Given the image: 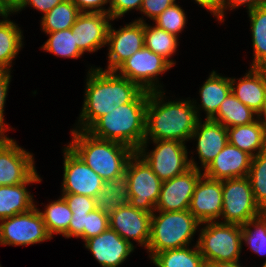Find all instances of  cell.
Wrapping results in <instances>:
<instances>
[{
	"instance_id": "6da1fadb",
	"label": "cell",
	"mask_w": 266,
	"mask_h": 267,
	"mask_svg": "<svg viewBox=\"0 0 266 267\" xmlns=\"http://www.w3.org/2000/svg\"><path fill=\"white\" fill-rule=\"evenodd\" d=\"M86 77L82 111L72 129L87 131L100 117L132 102L143 91L115 71H105L100 66H91Z\"/></svg>"
},
{
	"instance_id": "7a4b0ae2",
	"label": "cell",
	"mask_w": 266,
	"mask_h": 267,
	"mask_svg": "<svg viewBox=\"0 0 266 267\" xmlns=\"http://www.w3.org/2000/svg\"><path fill=\"white\" fill-rule=\"evenodd\" d=\"M166 99L164 90L149 92L145 140H176L186 144L199 120L196 109L189 98L168 102Z\"/></svg>"
},
{
	"instance_id": "3957f363",
	"label": "cell",
	"mask_w": 266,
	"mask_h": 267,
	"mask_svg": "<svg viewBox=\"0 0 266 267\" xmlns=\"http://www.w3.org/2000/svg\"><path fill=\"white\" fill-rule=\"evenodd\" d=\"M148 91H142L132 102L119 105L100 117L88 130L93 137L122 143L134 151L145 140Z\"/></svg>"
},
{
	"instance_id": "277c9868",
	"label": "cell",
	"mask_w": 266,
	"mask_h": 267,
	"mask_svg": "<svg viewBox=\"0 0 266 267\" xmlns=\"http://www.w3.org/2000/svg\"><path fill=\"white\" fill-rule=\"evenodd\" d=\"M71 136L67 145L104 181L123 174L136 152L122 143L95 138L87 131L72 129Z\"/></svg>"
},
{
	"instance_id": "5b68a950",
	"label": "cell",
	"mask_w": 266,
	"mask_h": 267,
	"mask_svg": "<svg viewBox=\"0 0 266 267\" xmlns=\"http://www.w3.org/2000/svg\"><path fill=\"white\" fill-rule=\"evenodd\" d=\"M200 225L189 210L154 211L147 247L149 258L156 253L189 246Z\"/></svg>"
},
{
	"instance_id": "8992f818",
	"label": "cell",
	"mask_w": 266,
	"mask_h": 267,
	"mask_svg": "<svg viewBox=\"0 0 266 267\" xmlns=\"http://www.w3.org/2000/svg\"><path fill=\"white\" fill-rule=\"evenodd\" d=\"M201 225L196 243L206 265L240 260L243 247L241 225L220 221Z\"/></svg>"
},
{
	"instance_id": "52a82bcc",
	"label": "cell",
	"mask_w": 266,
	"mask_h": 267,
	"mask_svg": "<svg viewBox=\"0 0 266 267\" xmlns=\"http://www.w3.org/2000/svg\"><path fill=\"white\" fill-rule=\"evenodd\" d=\"M150 141L155 146L151 151L147 148ZM187 150L185 143L176 140H144L136 152L161 181H166L190 168Z\"/></svg>"
},
{
	"instance_id": "ba28073f",
	"label": "cell",
	"mask_w": 266,
	"mask_h": 267,
	"mask_svg": "<svg viewBox=\"0 0 266 267\" xmlns=\"http://www.w3.org/2000/svg\"><path fill=\"white\" fill-rule=\"evenodd\" d=\"M125 172L128 176L129 204L152 214L159 199L162 181L137 152L129 159Z\"/></svg>"
},
{
	"instance_id": "9c48e42d",
	"label": "cell",
	"mask_w": 266,
	"mask_h": 267,
	"mask_svg": "<svg viewBox=\"0 0 266 267\" xmlns=\"http://www.w3.org/2000/svg\"><path fill=\"white\" fill-rule=\"evenodd\" d=\"M172 67L166 59L144 46L125 60L115 72L137 84L142 90L153 92L164 90L159 76Z\"/></svg>"
},
{
	"instance_id": "30bf717a",
	"label": "cell",
	"mask_w": 266,
	"mask_h": 267,
	"mask_svg": "<svg viewBox=\"0 0 266 267\" xmlns=\"http://www.w3.org/2000/svg\"><path fill=\"white\" fill-rule=\"evenodd\" d=\"M222 198L220 222L242 225L263 213L255 202L248 177L222 180Z\"/></svg>"
},
{
	"instance_id": "8fae6325",
	"label": "cell",
	"mask_w": 266,
	"mask_h": 267,
	"mask_svg": "<svg viewBox=\"0 0 266 267\" xmlns=\"http://www.w3.org/2000/svg\"><path fill=\"white\" fill-rule=\"evenodd\" d=\"M38 207L0 220V245L29 246L51 240Z\"/></svg>"
},
{
	"instance_id": "7c38bea8",
	"label": "cell",
	"mask_w": 266,
	"mask_h": 267,
	"mask_svg": "<svg viewBox=\"0 0 266 267\" xmlns=\"http://www.w3.org/2000/svg\"><path fill=\"white\" fill-rule=\"evenodd\" d=\"M62 194H80L95 198L104 180L68 146L63 148Z\"/></svg>"
},
{
	"instance_id": "4fadbf2b",
	"label": "cell",
	"mask_w": 266,
	"mask_h": 267,
	"mask_svg": "<svg viewBox=\"0 0 266 267\" xmlns=\"http://www.w3.org/2000/svg\"><path fill=\"white\" fill-rule=\"evenodd\" d=\"M34 154L0 135V186L25 183L36 171Z\"/></svg>"
},
{
	"instance_id": "5bb4252c",
	"label": "cell",
	"mask_w": 266,
	"mask_h": 267,
	"mask_svg": "<svg viewBox=\"0 0 266 267\" xmlns=\"http://www.w3.org/2000/svg\"><path fill=\"white\" fill-rule=\"evenodd\" d=\"M112 25L111 23L108 31V65L105 71H115L125 60L144 47L143 22L134 20L117 30Z\"/></svg>"
},
{
	"instance_id": "9a60e30c",
	"label": "cell",
	"mask_w": 266,
	"mask_h": 267,
	"mask_svg": "<svg viewBox=\"0 0 266 267\" xmlns=\"http://www.w3.org/2000/svg\"><path fill=\"white\" fill-rule=\"evenodd\" d=\"M202 175L203 171L190 167L184 173L162 181L155 211L189 210L196 184Z\"/></svg>"
},
{
	"instance_id": "2e32d148",
	"label": "cell",
	"mask_w": 266,
	"mask_h": 267,
	"mask_svg": "<svg viewBox=\"0 0 266 267\" xmlns=\"http://www.w3.org/2000/svg\"><path fill=\"white\" fill-rule=\"evenodd\" d=\"M151 216V213L127 204L109 216V228L116 231L132 246L135 241L138 246L147 249L150 239Z\"/></svg>"
},
{
	"instance_id": "e0dca14e",
	"label": "cell",
	"mask_w": 266,
	"mask_h": 267,
	"mask_svg": "<svg viewBox=\"0 0 266 267\" xmlns=\"http://www.w3.org/2000/svg\"><path fill=\"white\" fill-rule=\"evenodd\" d=\"M193 139L197 141L196 151L201 167L194 160L193 156L189 159L190 167L204 171L227 145V128L211 119H205V121L199 119L190 140Z\"/></svg>"
},
{
	"instance_id": "ac0fdd59",
	"label": "cell",
	"mask_w": 266,
	"mask_h": 267,
	"mask_svg": "<svg viewBox=\"0 0 266 267\" xmlns=\"http://www.w3.org/2000/svg\"><path fill=\"white\" fill-rule=\"evenodd\" d=\"M111 21L109 14L81 12L71 27L78 48L91 54L106 46Z\"/></svg>"
},
{
	"instance_id": "d6986e66",
	"label": "cell",
	"mask_w": 266,
	"mask_h": 267,
	"mask_svg": "<svg viewBox=\"0 0 266 267\" xmlns=\"http://www.w3.org/2000/svg\"><path fill=\"white\" fill-rule=\"evenodd\" d=\"M222 206V181L203 174L196 184L189 212L200 223L221 221Z\"/></svg>"
},
{
	"instance_id": "ffe728a7",
	"label": "cell",
	"mask_w": 266,
	"mask_h": 267,
	"mask_svg": "<svg viewBox=\"0 0 266 267\" xmlns=\"http://www.w3.org/2000/svg\"><path fill=\"white\" fill-rule=\"evenodd\" d=\"M84 242L85 248L102 267H119L136 248L110 228Z\"/></svg>"
},
{
	"instance_id": "44dd1931",
	"label": "cell",
	"mask_w": 266,
	"mask_h": 267,
	"mask_svg": "<svg viewBox=\"0 0 266 267\" xmlns=\"http://www.w3.org/2000/svg\"><path fill=\"white\" fill-rule=\"evenodd\" d=\"M251 161V155L241 151L236 146L227 143V145L204 170L203 174L209 178L220 181L247 177Z\"/></svg>"
},
{
	"instance_id": "7402d4cb",
	"label": "cell",
	"mask_w": 266,
	"mask_h": 267,
	"mask_svg": "<svg viewBox=\"0 0 266 267\" xmlns=\"http://www.w3.org/2000/svg\"><path fill=\"white\" fill-rule=\"evenodd\" d=\"M249 69L239 79L230 78L231 92L244 105L258 113L266 99V68L250 67Z\"/></svg>"
},
{
	"instance_id": "603a6c76",
	"label": "cell",
	"mask_w": 266,
	"mask_h": 267,
	"mask_svg": "<svg viewBox=\"0 0 266 267\" xmlns=\"http://www.w3.org/2000/svg\"><path fill=\"white\" fill-rule=\"evenodd\" d=\"M39 182H42V179L36 171L25 183L0 186V220L28 212L37 206L33 199L34 195L27 187L29 184Z\"/></svg>"
},
{
	"instance_id": "cb8c5ba5",
	"label": "cell",
	"mask_w": 266,
	"mask_h": 267,
	"mask_svg": "<svg viewBox=\"0 0 266 267\" xmlns=\"http://www.w3.org/2000/svg\"><path fill=\"white\" fill-rule=\"evenodd\" d=\"M230 92V77L220 75L213 70L199 89L201 103L198 104V102H196L197 100H192L198 118L202 119L200 117V110H203L206 114L205 119H212L216 115L221 103Z\"/></svg>"
},
{
	"instance_id": "d4e9b609",
	"label": "cell",
	"mask_w": 266,
	"mask_h": 267,
	"mask_svg": "<svg viewBox=\"0 0 266 267\" xmlns=\"http://www.w3.org/2000/svg\"><path fill=\"white\" fill-rule=\"evenodd\" d=\"M228 143L255 157L266 150V131L258 121L241 126L227 128Z\"/></svg>"
},
{
	"instance_id": "484cf974",
	"label": "cell",
	"mask_w": 266,
	"mask_h": 267,
	"mask_svg": "<svg viewBox=\"0 0 266 267\" xmlns=\"http://www.w3.org/2000/svg\"><path fill=\"white\" fill-rule=\"evenodd\" d=\"M127 204H129V191L126 172L112 180L104 181L101 192L95 197L96 209L108 216Z\"/></svg>"
},
{
	"instance_id": "4316f807",
	"label": "cell",
	"mask_w": 266,
	"mask_h": 267,
	"mask_svg": "<svg viewBox=\"0 0 266 267\" xmlns=\"http://www.w3.org/2000/svg\"><path fill=\"white\" fill-rule=\"evenodd\" d=\"M7 16L0 22V70L11 71L12 63L23 48V31Z\"/></svg>"
},
{
	"instance_id": "83f0119b",
	"label": "cell",
	"mask_w": 266,
	"mask_h": 267,
	"mask_svg": "<svg viewBox=\"0 0 266 267\" xmlns=\"http://www.w3.org/2000/svg\"><path fill=\"white\" fill-rule=\"evenodd\" d=\"M135 21L144 23V46L162 56L174 66L176 61L172 59V55L177 52L179 38L156 25L154 26V24H152L153 26L147 24L143 16L139 19H135Z\"/></svg>"
},
{
	"instance_id": "f1b7e54d",
	"label": "cell",
	"mask_w": 266,
	"mask_h": 267,
	"mask_svg": "<svg viewBox=\"0 0 266 267\" xmlns=\"http://www.w3.org/2000/svg\"><path fill=\"white\" fill-rule=\"evenodd\" d=\"M211 120L221 123L225 128H230L253 123L257 120V113L230 92Z\"/></svg>"
},
{
	"instance_id": "f546056e",
	"label": "cell",
	"mask_w": 266,
	"mask_h": 267,
	"mask_svg": "<svg viewBox=\"0 0 266 267\" xmlns=\"http://www.w3.org/2000/svg\"><path fill=\"white\" fill-rule=\"evenodd\" d=\"M150 261L156 267H207L197 243L156 253Z\"/></svg>"
},
{
	"instance_id": "4dcf8cb0",
	"label": "cell",
	"mask_w": 266,
	"mask_h": 267,
	"mask_svg": "<svg viewBox=\"0 0 266 267\" xmlns=\"http://www.w3.org/2000/svg\"><path fill=\"white\" fill-rule=\"evenodd\" d=\"M247 13L253 47L250 67L266 68V4Z\"/></svg>"
},
{
	"instance_id": "1f68e13d",
	"label": "cell",
	"mask_w": 266,
	"mask_h": 267,
	"mask_svg": "<svg viewBox=\"0 0 266 267\" xmlns=\"http://www.w3.org/2000/svg\"><path fill=\"white\" fill-rule=\"evenodd\" d=\"M81 12L71 0H62L48 13L41 17V29L44 33H52L70 29Z\"/></svg>"
},
{
	"instance_id": "d6a6232c",
	"label": "cell",
	"mask_w": 266,
	"mask_h": 267,
	"mask_svg": "<svg viewBox=\"0 0 266 267\" xmlns=\"http://www.w3.org/2000/svg\"><path fill=\"white\" fill-rule=\"evenodd\" d=\"M50 202L44 206V211L38 209L46 229L52 238L54 235H62L67 238V229L73 213L62 196H59L58 200Z\"/></svg>"
},
{
	"instance_id": "836d02e7",
	"label": "cell",
	"mask_w": 266,
	"mask_h": 267,
	"mask_svg": "<svg viewBox=\"0 0 266 267\" xmlns=\"http://www.w3.org/2000/svg\"><path fill=\"white\" fill-rule=\"evenodd\" d=\"M45 34H48L49 38L41 47L44 52L46 51L61 58L71 59H78L84 54L78 48L75 32H72L71 28Z\"/></svg>"
},
{
	"instance_id": "e575fe53",
	"label": "cell",
	"mask_w": 266,
	"mask_h": 267,
	"mask_svg": "<svg viewBox=\"0 0 266 267\" xmlns=\"http://www.w3.org/2000/svg\"><path fill=\"white\" fill-rule=\"evenodd\" d=\"M247 177L250 180L256 204L266 212V150L252 157Z\"/></svg>"
},
{
	"instance_id": "d590c367",
	"label": "cell",
	"mask_w": 266,
	"mask_h": 267,
	"mask_svg": "<svg viewBox=\"0 0 266 267\" xmlns=\"http://www.w3.org/2000/svg\"><path fill=\"white\" fill-rule=\"evenodd\" d=\"M241 232L243 244L258 256L266 255V212L242 224Z\"/></svg>"
},
{
	"instance_id": "8d00e7d4",
	"label": "cell",
	"mask_w": 266,
	"mask_h": 267,
	"mask_svg": "<svg viewBox=\"0 0 266 267\" xmlns=\"http://www.w3.org/2000/svg\"><path fill=\"white\" fill-rule=\"evenodd\" d=\"M187 21L185 10L178 3L165 9L153 20L154 25L177 37L184 30Z\"/></svg>"
},
{
	"instance_id": "74e56055",
	"label": "cell",
	"mask_w": 266,
	"mask_h": 267,
	"mask_svg": "<svg viewBox=\"0 0 266 267\" xmlns=\"http://www.w3.org/2000/svg\"><path fill=\"white\" fill-rule=\"evenodd\" d=\"M109 228V216L103 211L94 209L86 216L84 226V241L99 235Z\"/></svg>"
},
{
	"instance_id": "f35d334b",
	"label": "cell",
	"mask_w": 266,
	"mask_h": 267,
	"mask_svg": "<svg viewBox=\"0 0 266 267\" xmlns=\"http://www.w3.org/2000/svg\"><path fill=\"white\" fill-rule=\"evenodd\" d=\"M72 213H89L96 209L95 198L80 194H61Z\"/></svg>"
},
{
	"instance_id": "ab89813d",
	"label": "cell",
	"mask_w": 266,
	"mask_h": 267,
	"mask_svg": "<svg viewBox=\"0 0 266 267\" xmlns=\"http://www.w3.org/2000/svg\"><path fill=\"white\" fill-rule=\"evenodd\" d=\"M11 78V71L0 70V135H5V132H7L8 130L10 131V129H13L9 127V124L5 123L4 119V107L8 95Z\"/></svg>"
},
{
	"instance_id": "60d3db41",
	"label": "cell",
	"mask_w": 266,
	"mask_h": 267,
	"mask_svg": "<svg viewBox=\"0 0 266 267\" xmlns=\"http://www.w3.org/2000/svg\"><path fill=\"white\" fill-rule=\"evenodd\" d=\"M142 2L143 0H110L109 15L113 20L121 19L132 10L140 11Z\"/></svg>"
},
{
	"instance_id": "b9f144b4",
	"label": "cell",
	"mask_w": 266,
	"mask_h": 267,
	"mask_svg": "<svg viewBox=\"0 0 266 267\" xmlns=\"http://www.w3.org/2000/svg\"><path fill=\"white\" fill-rule=\"evenodd\" d=\"M176 0H143L140 13L144 14L150 20H154L165 9L175 4Z\"/></svg>"
},
{
	"instance_id": "7bdbcfd3",
	"label": "cell",
	"mask_w": 266,
	"mask_h": 267,
	"mask_svg": "<svg viewBox=\"0 0 266 267\" xmlns=\"http://www.w3.org/2000/svg\"><path fill=\"white\" fill-rule=\"evenodd\" d=\"M80 12L109 14V9L104 7L110 0H71Z\"/></svg>"
},
{
	"instance_id": "ee69618b",
	"label": "cell",
	"mask_w": 266,
	"mask_h": 267,
	"mask_svg": "<svg viewBox=\"0 0 266 267\" xmlns=\"http://www.w3.org/2000/svg\"><path fill=\"white\" fill-rule=\"evenodd\" d=\"M88 213H73L67 229V238H81L84 242V226Z\"/></svg>"
},
{
	"instance_id": "f6af8a7d",
	"label": "cell",
	"mask_w": 266,
	"mask_h": 267,
	"mask_svg": "<svg viewBox=\"0 0 266 267\" xmlns=\"http://www.w3.org/2000/svg\"><path fill=\"white\" fill-rule=\"evenodd\" d=\"M266 0H223L222 9V23L224 22V16L226 15V10H233L239 8V6H246L247 12L256 9L259 6L265 5Z\"/></svg>"
},
{
	"instance_id": "bcb514c9",
	"label": "cell",
	"mask_w": 266,
	"mask_h": 267,
	"mask_svg": "<svg viewBox=\"0 0 266 267\" xmlns=\"http://www.w3.org/2000/svg\"><path fill=\"white\" fill-rule=\"evenodd\" d=\"M61 2L62 0H26L24 4L15 12V14L25 10L26 7H33L34 9L42 12L44 15Z\"/></svg>"
},
{
	"instance_id": "7dc6e473",
	"label": "cell",
	"mask_w": 266,
	"mask_h": 267,
	"mask_svg": "<svg viewBox=\"0 0 266 267\" xmlns=\"http://www.w3.org/2000/svg\"><path fill=\"white\" fill-rule=\"evenodd\" d=\"M198 6L205 8L211 15L215 16L222 23L223 0H194Z\"/></svg>"
},
{
	"instance_id": "c3c4849f",
	"label": "cell",
	"mask_w": 266,
	"mask_h": 267,
	"mask_svg": "<svg viewBox=\"0 0 266 267\" xmlns=\"http://www.w3.org/2000/svg\"><path fill=\"white\" fill-rule=\"evenodd\" d=\"M4 7L13 15L26 0H1Z\"/></svg>"
},
{
	"instance_id": "681fc988",
	"label": "cell",
	"mask_w": 266,
	"mask_h": 267,
	"mask_svg": "<svg viewBox=\"0 0 266 267\" xmlns=\"http://www.w3.org/2000/svg\"><path fill=\"white\" fill-rule=\"evenodd\" d=\"M257 120L264 126L266 131V99L257 113Z\"/></svg>"
},
{
	"instance_id": "f907efd6",
	"label": "cell",
	"mask_w": 266,
	"mask_h": 267,
	"mask_svg": "<svg viewBox=\"0 0 266 267\" xmlns=\"http://www.w3.org/2000/svg\"><path fill=\"white\" fill-rule=\"evenodd\" d=\"M239 262V260H236L232 262L210 263L207 264V267H243Z\"/></svg>"
},
{
	"instance_id": "816d5d0a",
	"label": "cell",
	"mask_w": 266,
	"mask_h": 267,
	"mask_svg": "<svg viewBox=\"0 0 266 267\" xmlns=\"http://www.w3.org/2000/svg\"><path fill=\"white\" fill-rule=\"evenodd\" d=\"M10 15L11 13L4 7V5L2 4V1L0 0V16L1 18H3L2 20L0 19V22Z\"/></svg>"
},
{
	"instance_id": "f5cc1de1",
	"label": "cell",
	"mask_w": 266,
	"mask_h": 267,
	"mask_svg": "<svg viewBox=\"0 0 266 267\" xmlns=\"http://www.w3.org/2000/svg\"><path fill=\"white\" fill-rule=\"evenodd\" d=\"M261 267H266V261L263 263V265Z\"/></svg>"
}]
</instances>
